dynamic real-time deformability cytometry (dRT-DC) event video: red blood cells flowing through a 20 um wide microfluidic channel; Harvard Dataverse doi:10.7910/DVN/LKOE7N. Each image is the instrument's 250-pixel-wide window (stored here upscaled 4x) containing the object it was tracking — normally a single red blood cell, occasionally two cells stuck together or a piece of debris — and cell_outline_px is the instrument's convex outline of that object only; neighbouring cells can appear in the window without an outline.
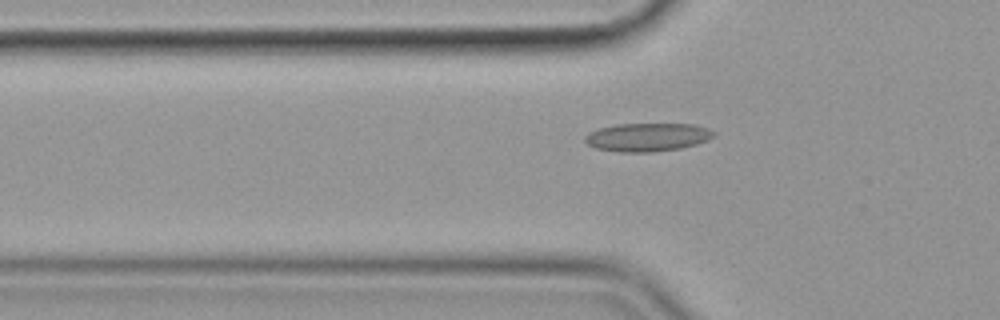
{"species": "common noctule bat (a hibernating species)", "species_latin": "Nyctalus noctula", "temperature_condition": "cold", "stored_images_in_passage": 33, "camera_frame_rate_fps": 3000, "um_per_image_px": 0.085, "animal": {"sex": "female", "body_mass_g": 19.9}, "frame": {"image": 1, "passage_image": 3, "time_ms": 0.667, "image_size_px": [1000, 320], "cell_outline_px": [[716, 136], [708, 140], [696, 144], [680, 148], [652, 152], [620, 152], [596, 148], [588, 144], [584, 140], [584, 136], [588, 132], [600, 128], [616, 124], [696, 124], [708, 128], [716, 132]], "centroid_in_image_um": [55.06, 11.65], "position_along_channel_um": 70.7, "area_um2": 21.39}}
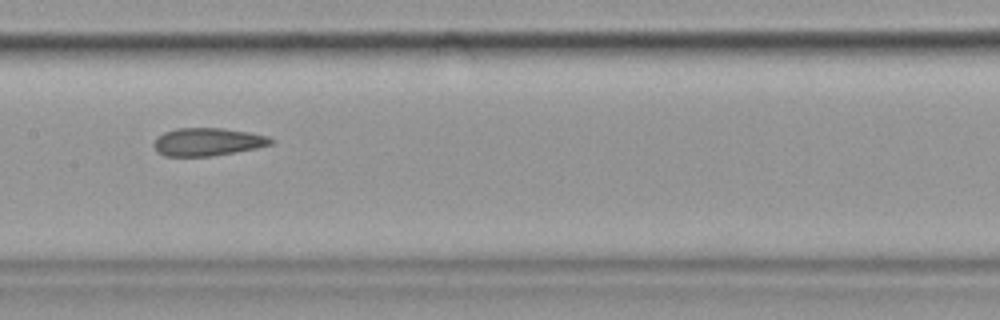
{"frame": {"image": 2, "passage_image": 13, "time_ms": 4.0, "image_size_px": [1000, 320], "cell_outline_px": [[276, 140], [272, 144], [256, 148], [236, 152], [212, 156], [164, 156], [156, 152], [152, 144], [156, 136], [164, 132], [176, 128], [224, 128], [248, 132], [268, 136]], "centroid_in_image_um": [17.62, 12.06], "position_along_channel_um": 189.8, "area_um2": 19.31}}
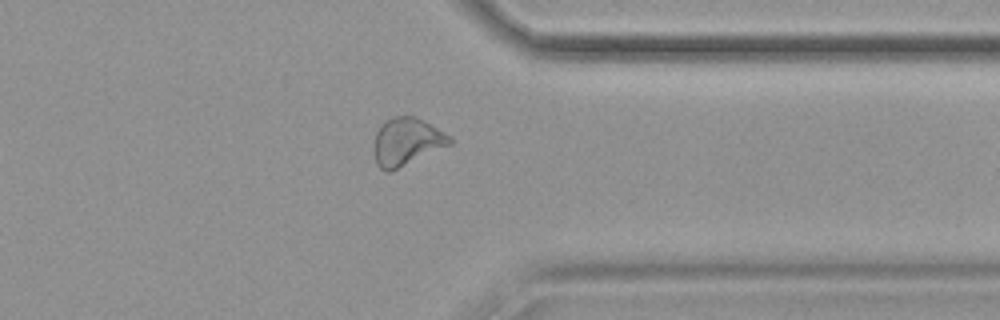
{"frame": {"image": 3, "passage_image": 29, "time_ms": 9.333, "image_size_px": [1000, 320], "cell_outline_px": [[452, 144], [392, 172], [384, 172], [376, 164], [372, 148], [376, 132], [384, 120], [392, 116], [416, 116], [424, 120], [448, 136], [452, 140]], "centroid_in_image_um": [34.51, 12.07], "position_along_channel_um": 376.9, "area_um2": 21.39}, "authors_computed_cell_mechanics": {"area_um2": 19.652, "velocity_mm_per_s": 3.5728, "shape_relaxation_time_tau1_ms": null, "shape_relaxation_time_tau2_ms": 2.1407, "deformation_change_tau1": null, "deformation_change_tau2": 0.0976}}